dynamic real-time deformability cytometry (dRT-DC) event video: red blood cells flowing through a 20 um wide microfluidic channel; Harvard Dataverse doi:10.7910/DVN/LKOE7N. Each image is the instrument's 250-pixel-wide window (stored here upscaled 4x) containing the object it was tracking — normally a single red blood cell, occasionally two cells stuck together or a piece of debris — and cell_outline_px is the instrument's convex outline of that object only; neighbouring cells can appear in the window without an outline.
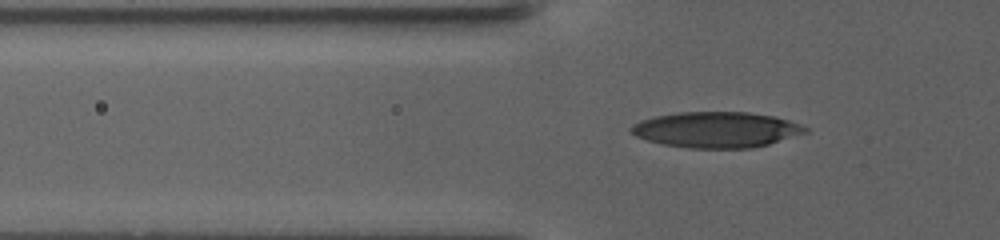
{"species": "human", "species_latin": "Homo sapiens", "temperature_condition": "warm", "stored_images_in_passage": 50, "camera_frame_rate_fps": 3000, "um_per_image_px": 0.085, "donor": {"sex": "female"}, "frame": {"image": 1, "passage_image": 10, "time_ms": 3.333, "image_size_px": [1000, 240], "cell_outline_px": [[808, 132], [768, 144], [752, 148], [688, 148], [664, 144], [648, 140], [636, 136], [628, 128], [632, 124], [640, 120], [656, 116], [680, 112], [748, 112], [772, 116], [788, 120], [800, 124], [808, 128]], "centroid_in_image_um": [60.88, 11.02], "position_along_channel_um": 64.9, "area_um2": 36.13}}
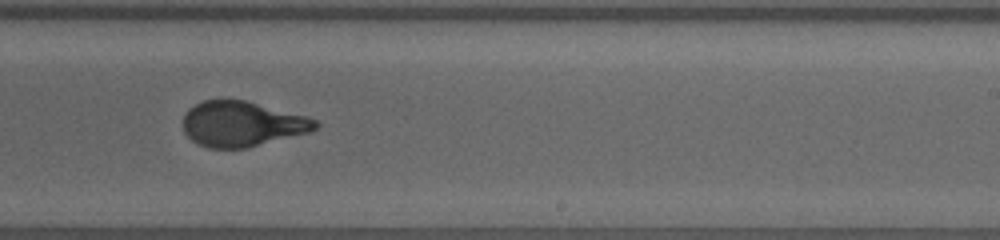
{"frame": {"image": 2, "passage_image": 30, "time_ms": 10.667, "image_size_px": [1000, 240], "cell_outline_px": [[320, 124], [312, 132], [248, 148], [208, 148], [196, 144], [184, 132], [184, 112], [188, 108], [204, 100], [244, 100], [308, 116], [316, 120]], "centroid_in_image_um": [20.6, 10.55], "position_along_channel_um": 268.4, "area_um2": 35.14}}
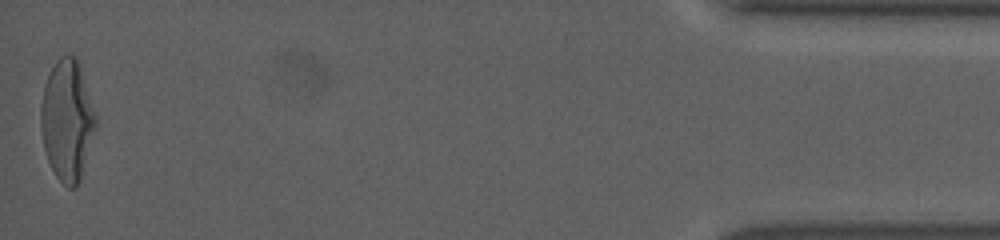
{"frame": {"image": 3, "passage_image": 50, "time_ms": 19.0, "image_size_px": [1000, 240], "cell_outline_px": [[96, 124], [80, 180], [76, 188], [68, 188], [56, 176], [48, 160], [44, 148], [40, 124], [40, 104], [44, 84], [56, 60], [60, 56], [76, 56], [80, 60], [96, 116]], "centroid_in_image_um": [5.7, 10.17], "position_along_channel_um": 429.5, "area_um2": 38.67}, "authors_computed_cell_mechanics": {"area_um2": 35.8071, "velocity_mm_per_s": 2.8799, "shape_relaxation_time_tau1_ms": 6.9282, "shape_relaxation_time_tau2_ms": null, "deformation_change_tau1": 0.2538, "deformation_change_tau2": null}}